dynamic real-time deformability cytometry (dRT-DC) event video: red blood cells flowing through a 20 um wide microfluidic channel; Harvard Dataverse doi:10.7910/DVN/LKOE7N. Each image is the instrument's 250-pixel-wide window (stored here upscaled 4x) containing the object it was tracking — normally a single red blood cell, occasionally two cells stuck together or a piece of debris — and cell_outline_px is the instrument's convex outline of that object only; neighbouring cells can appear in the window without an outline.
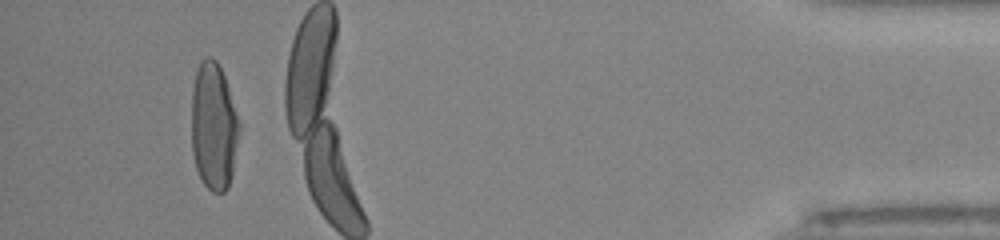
{"species": "human", "species_latin": "Homo sapiens", "temperature_condition": "room temperature", "stored_images_in_passage": 51, "camera_frame_rate_fps": 3000, "um_per_image_px": 0.085, "donor": {"sex": "male"}, "frame": {"image": 1, "passage_image": 48, "time_ms": 15.667, "image_size_px": [1000, 240], "cell_outline_px": [[240, 128], [232, 176], [228, 188], [224, 192], [212, 192], [204, 184], [196, 168], [192, 152], [192, 88], [196, 72], [200, 60], [204, 56], [212, 56], [216, 60], [224, 76], [240, 124]], "centroid_in_image_um": [18.16, 10.74], "position_along_channel_um": 417.0, "area_um2": 35.55}, "authors_computed_cell_mechanics": {"area_um2": 37.6856, "velocity_mm_per_s": 4.0613, "shape_relaxation_time_tau1_ms": 5.9229, "shape_relaxation_time_tau2_ms": null, "deformation_change_tau1": 0.2758, "deformation_change_tau2": null}}